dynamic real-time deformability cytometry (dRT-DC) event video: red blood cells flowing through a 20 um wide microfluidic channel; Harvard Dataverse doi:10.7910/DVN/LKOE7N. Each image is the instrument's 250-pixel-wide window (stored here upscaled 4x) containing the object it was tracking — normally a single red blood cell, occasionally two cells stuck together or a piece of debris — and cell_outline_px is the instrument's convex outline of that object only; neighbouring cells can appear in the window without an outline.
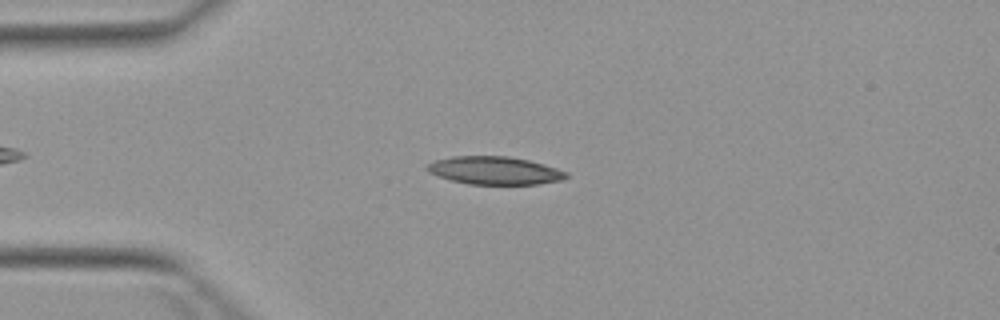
{"species": "Egyptian fruit bat (a non-hibernating species)", "species_latin": "Rousettus aegyptiacus", "temperature_condition": "warm", "stored_images_in_passage": 5, "camera_frame_rate_fps": 3000, "um_per_image_px": 0.085, "animal": {"sex": "female"}, "frame": {"image": 1, "passage_image": 3, "time_ms": 2.333, "image_size_px": [1000, 320], "cell_outline_px": [[568, 176], [564, 180], [536, 184], [468, 184], [452, 180], [428, 172], [424, 168], [428, 164], [436, 160], [452, 156], [508, 156], [528, 160], [544, 164], [568, 172]], "centroid_in_image_um": [42.06, 14.49], "position_along_channel_um": 42.9, "area_um2": 22.6}}
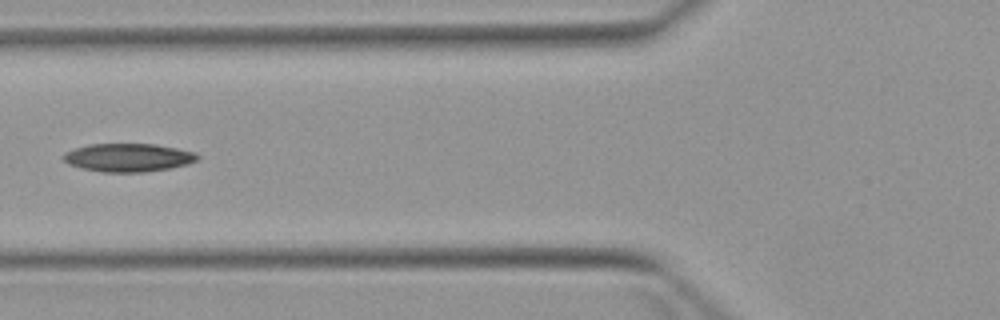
{"frame": {"image": 2, "passage_image": 5, "time_ms": 4.667, "image_size_px": [1000, 320], "cell_outline_px": [[200, 156], [196, 160], [188, 164], [172, 168], [144, 172], [100, 172], [80, 168], [68, 164], [60, 156], [64, 152], [88, 144], [156, 144], [196, 152]], "centroid_in_image_um": [10.88, 13.39], "position_along_channel_um": 114.9, "area_um2": 22.31}}